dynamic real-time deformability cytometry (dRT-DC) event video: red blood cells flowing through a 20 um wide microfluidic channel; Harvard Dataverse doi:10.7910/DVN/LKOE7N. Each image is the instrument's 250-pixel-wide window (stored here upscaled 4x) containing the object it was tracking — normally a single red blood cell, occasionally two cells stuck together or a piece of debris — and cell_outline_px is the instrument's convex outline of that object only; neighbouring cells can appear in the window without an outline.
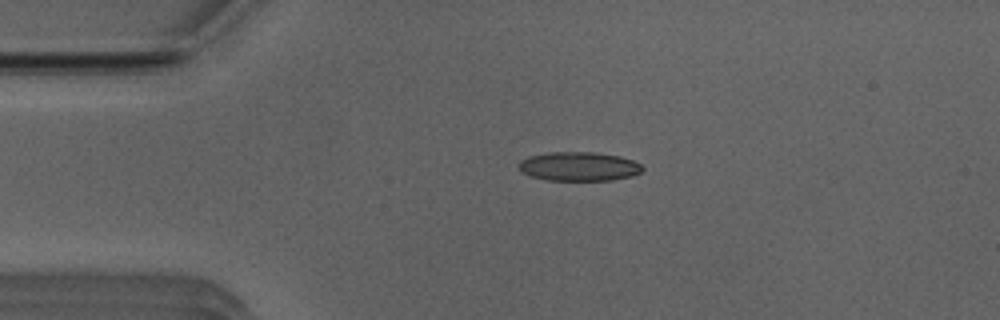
{"species": "Egyptian fruit bat (a non-hibernating species)", "species_latin": "Rousettus aegyptiacus", "temperature_condition": "room temperature", "stored_images_in_passage": 29, "camera_frame_rate_fps": 3000, "um_per_image_px": 0.085, "animal": {"sex": "male"}, "frame": {"image": 1, "passage_image": 1, "time_ms": 0.0, "image_size_px": [1000, 320], "cell_outline_px": [[644, 168], [640, 172], [632, 176], [612, 180], [548, 180], [532, 176], [524, 172], [520, 168], [520, 160], [528, 156], [548, 152], [596, 152], [620, 156], [632, 160], [640, 164]], "centroid_in_image_um": [49.23, 14.14], "position_along_channel_um": 35.8, "area_um2": 20.81}}
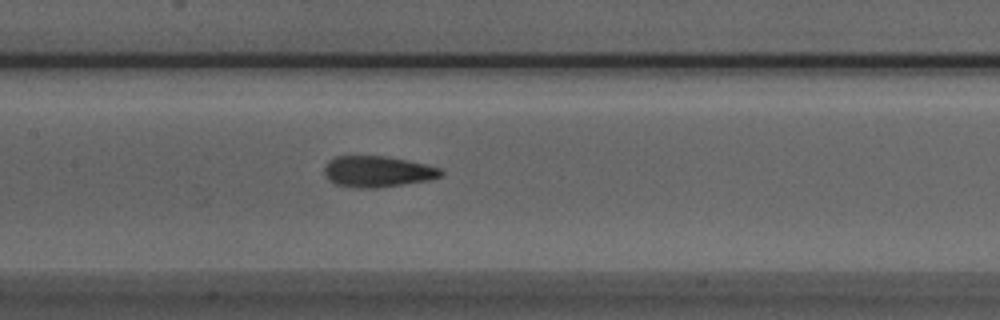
{"frame": {"image": 2, "passage_image": 14, "time_ms": 4.333, "image_size_px": [1000, 320], "cell_outline_px": [[444, 176], [428, 180], [376, 188], [360, 188], [336, 184], [328, 180], [324, 172], [324, 168], [328, 160], [336, 156], [388, 156], [424, 164], [440, 168], [444, 172]], "centroid_in_image_um": [32.09, 14.58], "position_along_channel_um": 175.3, "area_um2": 21.1}}
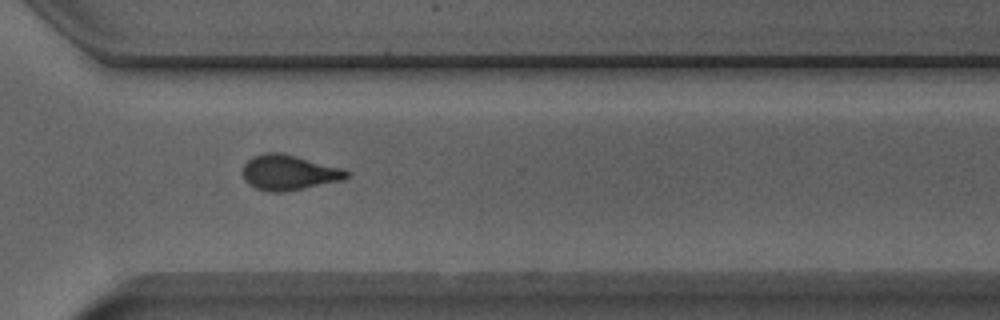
{"frame": {"image": 3, "passage_image": 27, "time_ms": 8.667, "image_size_px": [1000, 320], "cell_outline_px": [[352, 172], [344, 180], [284, 192], [268, 192], [256, 188], [248, 184], [244, 180], [244, 164], [252, 156], [264, 152], [280, 152], [296, 156], [340, 168]], "centroid_in_image_um": [24.54, 14.67], "position_along_channel_um": 346.1, "area_um2": 21.27}}